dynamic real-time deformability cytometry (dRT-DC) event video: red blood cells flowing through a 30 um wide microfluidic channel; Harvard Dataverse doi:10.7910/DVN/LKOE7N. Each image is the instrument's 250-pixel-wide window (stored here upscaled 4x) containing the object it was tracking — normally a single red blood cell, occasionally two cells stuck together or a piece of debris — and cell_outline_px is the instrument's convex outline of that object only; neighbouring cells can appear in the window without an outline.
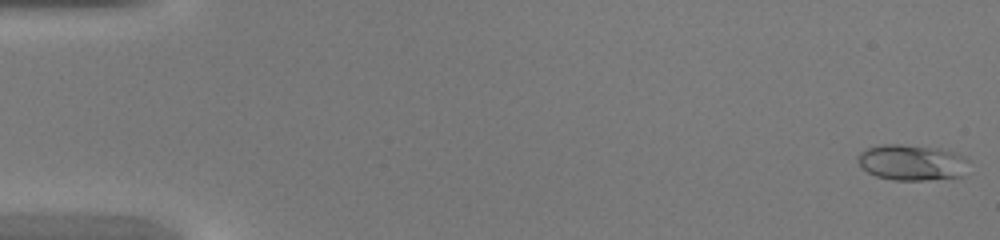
{"species": "common noctule bat (a hibernating species)", "species_latin": "Nyctalus noctula", "temperature_condition": "warm", "stored_images_in_passage": 45, "camera_frame_rate_fps": 3000, "um_per_image_px": 0.085, "animal": {"sex": "female", "body_mass_g": 20.0, "forearm_length_mm": 54.0}, "frame": {"image": 1, "passage_image": 1, "time_ms": 0.0, "image_size_px": [1000, 240], "cell_outline_px": [[968, 160], [960, 176], [924, 180], [896, 180], [876, 176], [868, 172], [860, 164], [856, 156], [860, 152], [868, 148], [884, 144], [900, 144], [940, 148], [956, 152], [964, 156]], "centroid_in_image_um": [77.48, 13.79], "position_along_channel_um": 7.5, "area_um2": 22.89}}
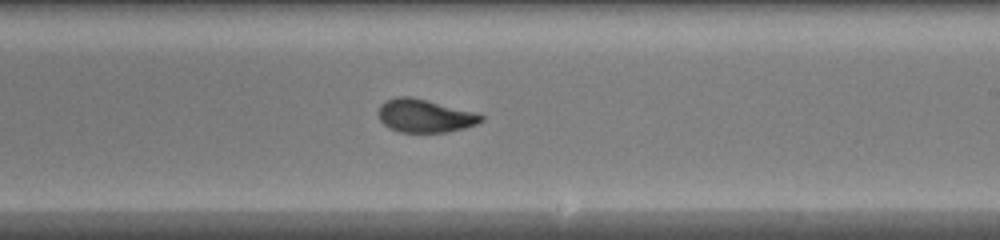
{"frame": {"image": 2, "passage_image": 27, "time_ms": 8.667, "image_size_px": [1000, 240], "cell_outline_px": [[484, 120], [476, 124], [464, 128], [448, 132], [400, 132], [388, 128], [380, 120], [380, 104], [384, 100], [396, 96], [408, 96], [472, 112], [484, 116]], "centroid_in_image_um": [36.07, 9.86], "position_along_channel_um": 252.9, "area_um2": 19.48}}
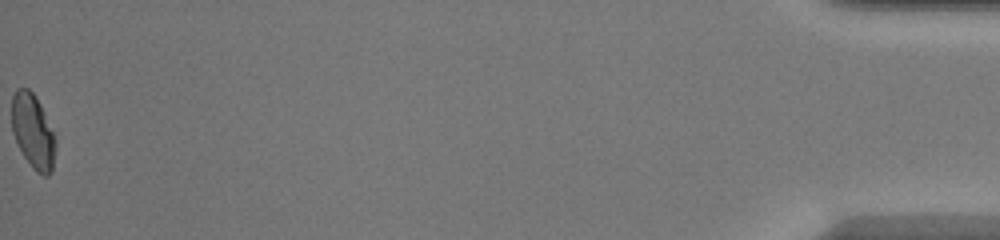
{"frame": {"image": 3, "passage_image": 45, "time_ms": 14.667, "image_size_px": [1000, 240], "cell_outline_px": [[56, 148], [52, 172], [48, 176], [44, 176], [36, 172], [32, 168], [24, 156], [12, 132], [12, 96], [16, 88], [28, 88], [36, 96], [40, 104], [52, 132], [56, 144]], "centroid_in_image_um": [2.8, 11.18], "position_along_channel_um": 432.4, "area_um2": 18.84}}